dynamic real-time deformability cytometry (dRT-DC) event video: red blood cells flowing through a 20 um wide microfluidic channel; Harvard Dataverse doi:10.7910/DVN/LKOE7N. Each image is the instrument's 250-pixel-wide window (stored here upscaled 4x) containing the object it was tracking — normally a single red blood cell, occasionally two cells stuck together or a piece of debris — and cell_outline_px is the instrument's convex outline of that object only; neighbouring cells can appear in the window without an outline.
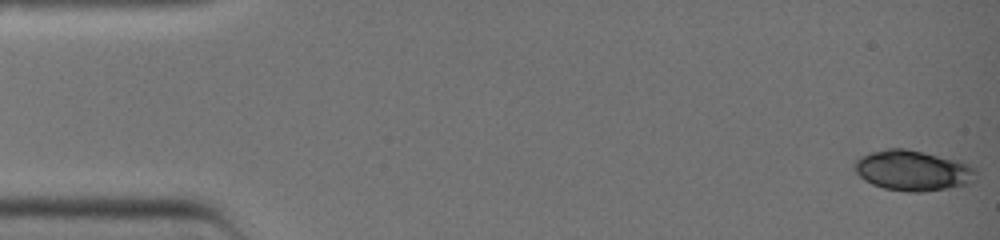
{"species": "common noctule bat (a hibernating species)", "species_latin": "Nyctalus noctula", "temperature_condition": "warm", "stored_images_in_passage": 10, "camera_frame_rate_fps": 3000, "um_per_image_px": 0.085, "animal": {"sex": "female", "body_mass_g": 19.0, "forearm_length_mm": 51.5}, "frame": {"image": 1, "passage_image": 1, "time_ms": 0.0, "image_size_px": [1000, 240], "cell_outline_px": [[976, 180], [968, 184], [948, 188], [924, 192], [908, 192], [884, 188], [872, 184], [864, 180], [856, 172], [852, 160], [860, 156], [872, 152], [888, 148], [904, 148], [960, 160], [976, 168]], "centroid_in_image_um": [77.59, 14.49], "position_along_channel_um": 7.4, "area_um2": 28.9}}